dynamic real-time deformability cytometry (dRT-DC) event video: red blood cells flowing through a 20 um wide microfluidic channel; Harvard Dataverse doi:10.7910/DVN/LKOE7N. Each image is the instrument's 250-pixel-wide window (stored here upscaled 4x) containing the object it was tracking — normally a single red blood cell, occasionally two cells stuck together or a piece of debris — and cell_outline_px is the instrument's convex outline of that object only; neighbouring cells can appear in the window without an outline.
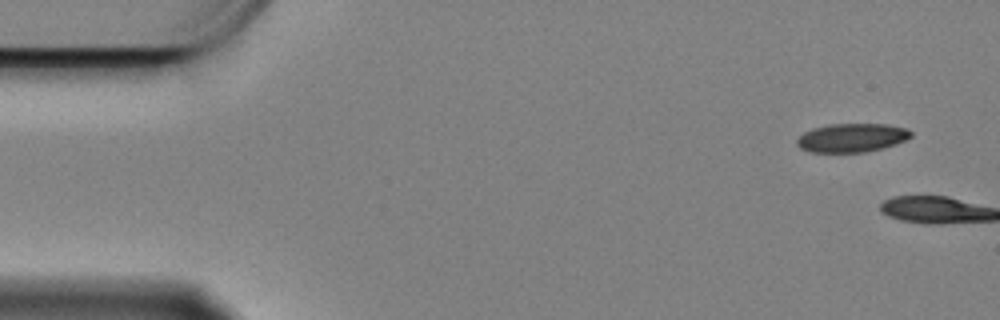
{"species": "Egyptian fruit bat (a non-hibernating species)", "species_latin": "Rousettus aegyptiacus", "temperature_condition": "cold", "stored_images_in_passage": 2, "camera_frame_rate_fps": 3000, "um_per_image_px": 0.085, "animal": {"sex": "female"}, "frame": {"image": 1, "passage_image": 1, "time_ms": 0.0, "image_size_px": [1000, 320], "cell_outline_px": [[912, 136], [896, 144], [864, 152], [808, 152], [800, 148], [796, 144], [796, 140], [804, 132], [812, 128], [828, 124], [884, 124], [908, 128], [912, 132]], "centroid_in_image_um": [72.38, 11.7], "position_along_channel_um": 12.6, "area_um2": 19.07}}